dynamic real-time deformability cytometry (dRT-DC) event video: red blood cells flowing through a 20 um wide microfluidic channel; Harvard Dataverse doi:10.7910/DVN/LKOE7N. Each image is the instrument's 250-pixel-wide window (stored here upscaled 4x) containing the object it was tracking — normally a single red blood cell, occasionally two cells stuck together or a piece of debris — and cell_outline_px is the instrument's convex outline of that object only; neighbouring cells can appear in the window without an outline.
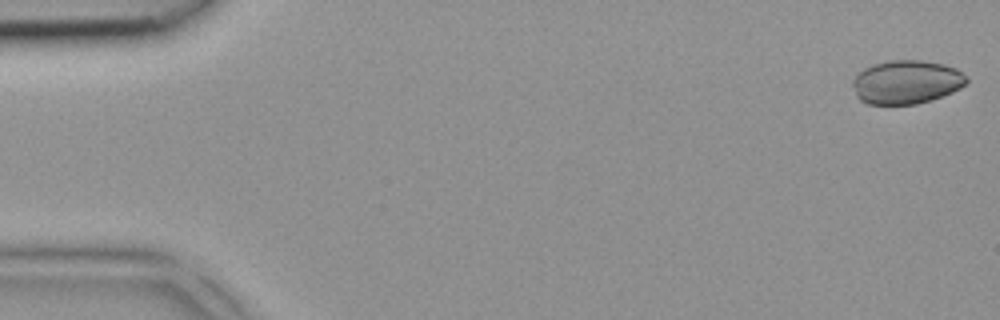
{"species": "common noctule bat (a hibernating species)", "species_latin": "Nyctalus noctula", "temperature_condition": "room temperature", "stored_images_in_passage": 4, "camera_frame_rate_fps": 3000, "um_per_image_px": 0.085, "animal": {"sex": "female", "body_mass_g": 18.4}, "frame": {"image": 1, "passage_image": 1, "time_ms": 0.0, "image_size_px": [1000, 320], "cell_outline_px": [[968, 80], [960, 88], [952, 92], [932, 100], [916, 104], [868, 104], [860, 100], [856, 96], [852, 84], [852, 80], [864, 68], [888, 60], [920, 60], [944, 64], [956, 68], [968, 76]], "centroid_in_image_um": [77.06, 6.98], "position_along_channel_um": 7.9, "area_um2": 29.02}}